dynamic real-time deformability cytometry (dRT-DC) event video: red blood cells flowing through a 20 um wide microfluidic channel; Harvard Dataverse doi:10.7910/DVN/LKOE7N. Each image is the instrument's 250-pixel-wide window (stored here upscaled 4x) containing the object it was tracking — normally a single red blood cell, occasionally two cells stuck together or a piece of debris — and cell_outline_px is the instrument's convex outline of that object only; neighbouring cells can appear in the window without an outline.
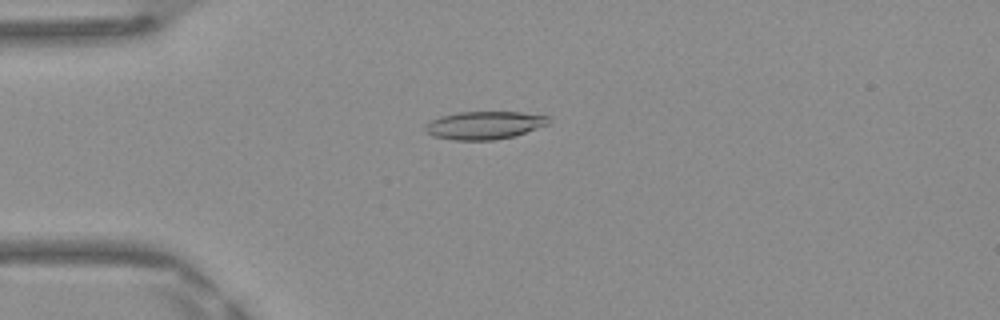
{"species": "Egyptian fruit bat (a non-hibernating species)", "species_latin": "Rousettus aegyptiacus", "temperature_condition": "warm", "stored_images_in_passage": 37, "camera_frame_rate_fps": 3000, "um_per_image_px": 0.085, "frame": {"image": 1, "passage_image": 1, "time_ms": 0.0, "image_size_px": [1000, 320], "cell_outline_px": [[552, 120], [548, 124], [512, 136], [496, 140], [456, 140], [432, 136], [424, 132], [424, 128], [432, 120], [440, 116], [456, 112], [520, 112], [548, 116]], "centroid_in_image_um": [41.14, 10.64], "position_along_channel_um": 43.9, "area_um2": 20.0}}
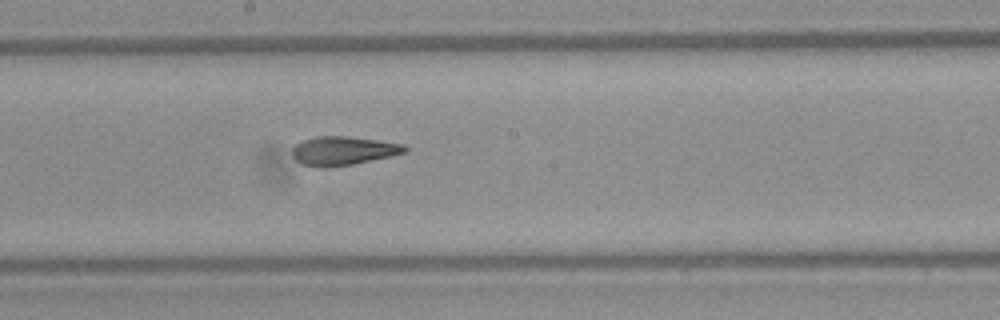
{"frame": {"image": 2, "passage_image": 15, "time_ms": 4.667, "image_size_px": [1000, 320], "cell_outline_px": [[408, 152], [352, 164], [324, 168], [320, 168], [304, 164], [296, 160], [292, 156], [292, 148], [296, 144], [304, 140], [316, 136], [348, 136], [380, 140], [404, 144], [408, 148]], "centroid_in_image_um": [29.18, 12.81], "position_along_channel_um": 219.0, "area_um2": 18.9}}
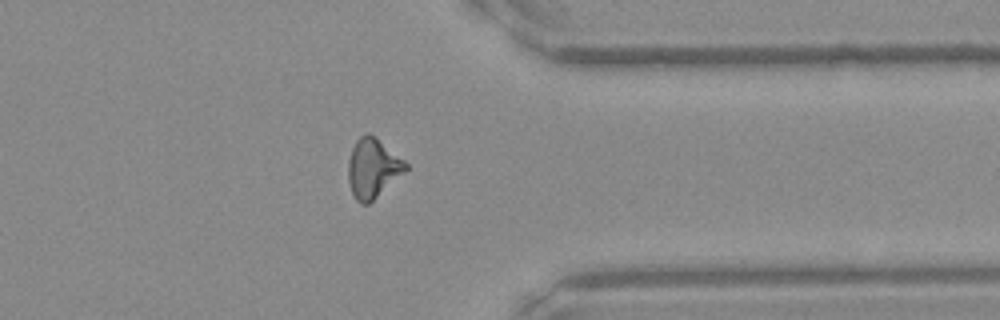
{"frame": {"image": 3, "passage_image": 27, "time_ms": 8.667, "image_size_px": [1000, 320], "cell_outline_px": [[408, 168], [404, 172], [368, 204], [360, 204], [356, 200], [352, 192], [348, 180], [348, 160], [352, 148], [356, 140], [360, 136], [368, 132], [376, 136], [404, 160], [408, 164]], "centroid_in_image_um": [31.67, 14.26], "position_along_channel_um": 379.7, "area_um2": 19.77}, "authors_computed_cell_mechanics": {"area_um2": 18.9584, "velocity_mm_per_s": 4.2031, "shape_relaxation_time_tau1_ms": null, "shape_relaxation_time_tau2_ms": 2.5823, "deformation_change_tau1": null, "deformation_change_tau2": 0.121}}